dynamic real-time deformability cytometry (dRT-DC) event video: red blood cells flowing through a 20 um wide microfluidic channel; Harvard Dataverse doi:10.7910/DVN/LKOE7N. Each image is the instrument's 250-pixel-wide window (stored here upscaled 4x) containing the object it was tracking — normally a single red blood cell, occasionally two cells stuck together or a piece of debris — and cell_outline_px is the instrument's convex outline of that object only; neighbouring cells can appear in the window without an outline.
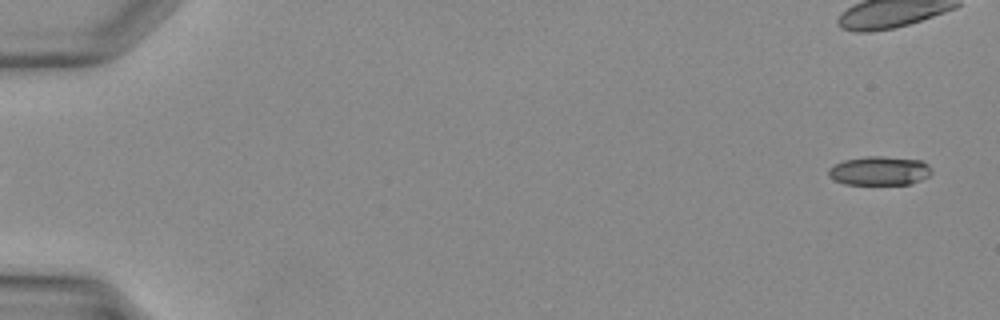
{"species": "Egyptian fruit bat (a non-hibernating species)", "species_latin": "Rousettus aegyptiacus", "temperature_condition": "warm", "stored_images_in_passage": 6, "camera_frame_rate_fps": 3000, "um_per_image_px": 0.085, "animal": {"sex": "female"}, "frame": {"image": 1, "passage_image": 1, "time_ms": 0.0, "image_size_px": [1000, 320], "cell_outline_px": [[932, 172], [928, 176], [920, 180], [908, 184], [844, 184], [832, 180], [828, 176], [828, 168], [844, 160], [864, 156], [884, 156], [920, 160], [928, 164], [932, 168]], "centroid_in_image_um": [74.73, 14.51], "position_along_channel_um": 10.3, "area_um2": 17.51}}